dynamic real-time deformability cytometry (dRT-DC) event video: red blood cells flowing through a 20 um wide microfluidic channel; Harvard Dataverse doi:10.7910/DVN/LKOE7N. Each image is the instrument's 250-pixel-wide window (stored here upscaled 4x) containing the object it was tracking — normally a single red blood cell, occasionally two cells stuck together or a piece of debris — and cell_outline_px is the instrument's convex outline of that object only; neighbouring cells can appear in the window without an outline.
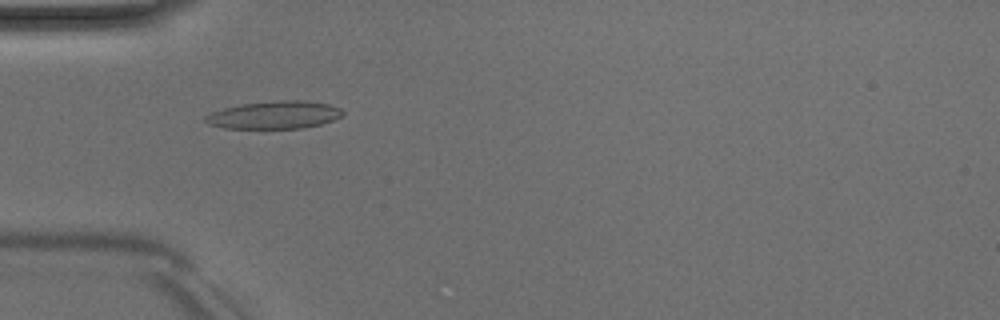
{"species": "Egyptian fruit bat (a non-hibernating species)", "species_latin": "Rousettus aegyptiacus", "temperature_condition": "room temperature", "stored_images_in_passage": 42, "camera_frame_rate_fps": 3000, "um_per_image_px": 0.085, "animal": {"sex": "male"}, "frame": {"image": 1, "passage_image": 7, "time_ms": 2.0, "image_size_px": [1000, 320], "cell_outline_px": [[344, 112], [340, 116], [332, 120], [320, 124], [304, 128], [224, 128], [208, 124], [204, 120], [204, 116], [212, 112], [224, 108], [240, 104], [272, 100], [300, 100], [328, 104], [340, 108]], "centroid_in_image_um": [23.29, 9.76], "position_along_channel_um": 61.7, "area_um2": 22.14}}
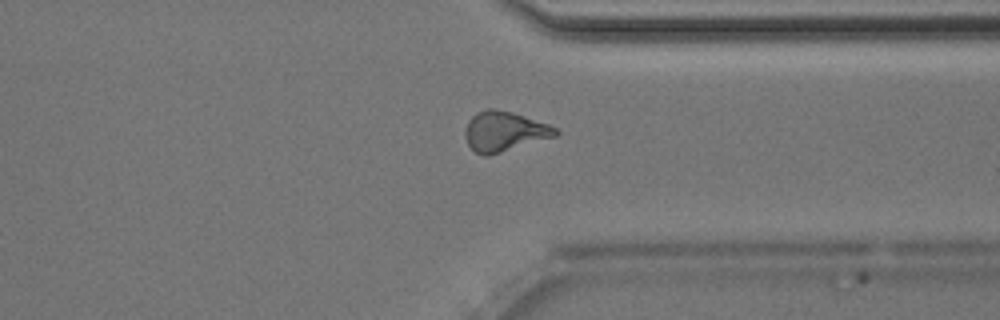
{"frame": {"image": 2, "passage_image": 30, "time_ms": 9.667, "image_size_px": [1000, 320], "cell_outline_px": [[560, 132], [556, 136], [488, 156], [484, 156], [476, 152], [468, 144], [464, 136], [464, 128], [468, 120], [476, 112], [488, 108], [492, 108], [512, 112], [548, 124], [556, 128]], "centroid_in_image_um": [42.83, 11.16], "position_along_channel_um": 368.6, "area_um2": 21.04}, "authors_computed_cell_mechanics": {"area_um2": 20.3456, "velocity_mm_per_s": 4.0404, "shape_relaxation_time_tau1_ms": 6.3059, "shape_relaxation_time_tau2_ms": 1.8142, "deformation_change_tau1": 0.173, "deformation_change_tau2": 0.094}}